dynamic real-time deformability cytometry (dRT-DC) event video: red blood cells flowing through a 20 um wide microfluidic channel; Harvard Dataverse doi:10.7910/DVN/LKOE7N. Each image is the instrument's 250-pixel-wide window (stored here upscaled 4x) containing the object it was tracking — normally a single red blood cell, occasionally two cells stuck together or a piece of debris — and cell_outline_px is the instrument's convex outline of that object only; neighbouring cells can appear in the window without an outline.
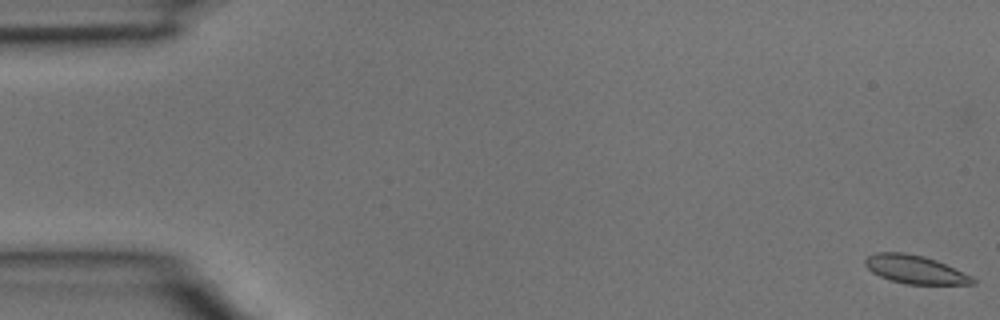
{"species": "common noctule bat (a hibernating species)", "species_latin": "Nyctalus noctula", "temperature_condition": "room temperature", "stored_images_in_passage": 2, "segment_of_instrument_passage": [2, 2], "camera_frame_rate_fps": 3000, "um_per_image_px": 0.085, "animal": {"sex": "male", "body_mass_g": 15.6}, "frame": {"image": 1, "passage_image": 2, "time_ms": 0.333, "image_size_px": [1000, 320], "cell_outline_px": [[976, 284], [908, 284], [892, 280], [880, 276], [872, 272], [864, 264], [864, 260], [868, 256], [876, 252], [904, 252], [924, 256], [936, 260], [972, 276], [976, 280]], "centroid_in_image_um": [77.78, 22.9], "position_along_channel_um": 7.2, "area_um2": 17.63}}